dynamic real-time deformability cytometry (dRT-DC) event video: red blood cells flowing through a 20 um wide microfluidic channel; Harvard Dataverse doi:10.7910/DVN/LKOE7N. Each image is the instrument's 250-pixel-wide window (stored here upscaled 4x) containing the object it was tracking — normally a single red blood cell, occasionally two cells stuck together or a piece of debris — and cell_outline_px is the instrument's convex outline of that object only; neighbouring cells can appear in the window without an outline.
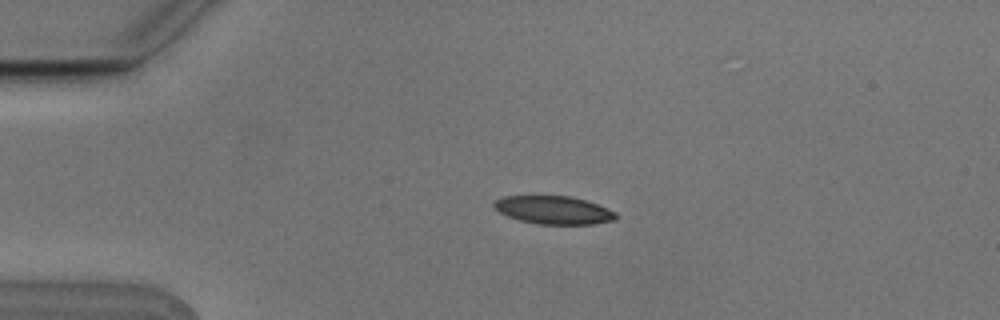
{"species": "Egyptian fruit bat (a non-hibernating species)", "species_latin": "Rousettus aegyptiacus", "temperature_condition": "cold", "stored_images_in_passage": 5, "camera_frame_rate_fps": 3000, "um_per_image_px": 0.085, "animal": {"sex": "male"}, "frame": {"image": 1, "passage_image": 3, "time_ms": 0.667, "image_size_px": [1000, 320], "cell_outline_px": [[616, 220], [592, 224], [540, 224], [520, 220], [508, 216], [492, 208], [492, 200], [504, 196], [572, 196], [608, 208], [616, 212]], "centroid_in_image_um": [47.02, 17.85], "position_along_channel_um": 38.0, "area_um2": 20.0}}
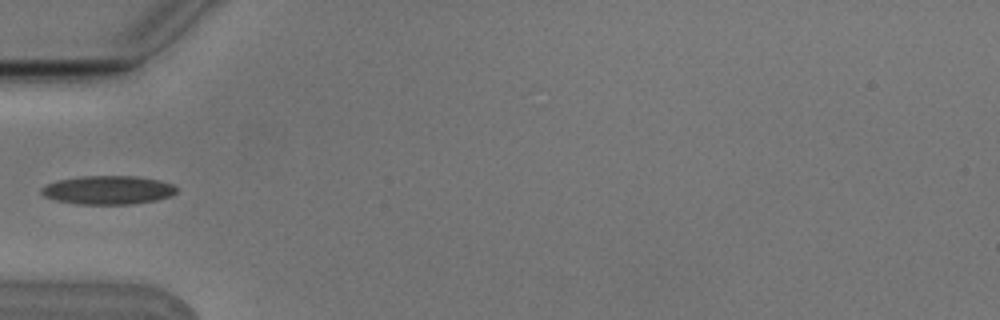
{"frame": {"image": 2, "passage_image": 5, "time_ms": 1.333, "image_size_px": [1000, 320], "cell_outline_px": [[176, 192], [172, 196], [156, 200], [132, 204], [80, 204], [56, 200], [44, 196], [40, 192], [40, 188], [44, 184], [56, 180], [80, 176], [136, 176], [160, 180], [172, 184], [176, 188]], "centroid_in_image_um": [9.15, 16.14], "position_along_channel_um": 75.8, "area_um2": 22.72}}